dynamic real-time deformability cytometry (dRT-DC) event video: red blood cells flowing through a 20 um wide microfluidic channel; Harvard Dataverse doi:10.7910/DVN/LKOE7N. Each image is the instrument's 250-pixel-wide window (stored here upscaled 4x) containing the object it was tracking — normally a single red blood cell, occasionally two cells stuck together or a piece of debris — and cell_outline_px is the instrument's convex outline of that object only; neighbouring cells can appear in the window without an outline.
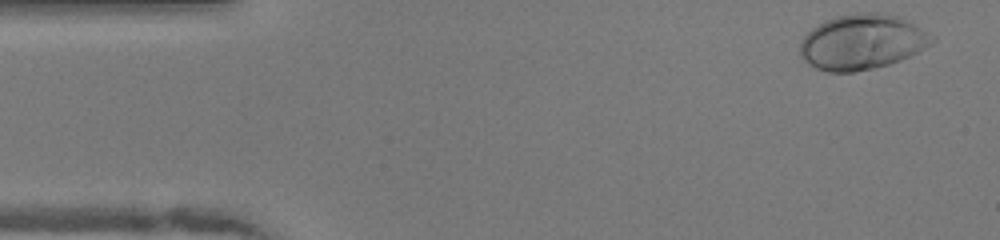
{"species": "human", "species_latin": "Homo sapiens", "temperature_condition": "warm", "stored_images_in_passage": 47, "camera_frame_rate_fps": 3000, "um_per_image_px": 0.085, "donor": {"sex": "female"}, "frame": {"image": 1, "passage_image": 1, "time_ms": 0.0, "image_size_px": [1000, 240], "cell_outline_px": [[936, 40], [924, 48], [900, 60], [888, 64], [872, 68], [852, 72], [828, 72], [816, 68], [808, 64], [800, 56], [800, 44], [804, 36], [812, 28], [824, 20], [836, 16], [856, 12], [880, 12], [896, 16], [936, 36]], "centroid_in_image_um": [73.24, 3.56], "position_along_channel_um": 11.8, "area_um2": 42.25}}
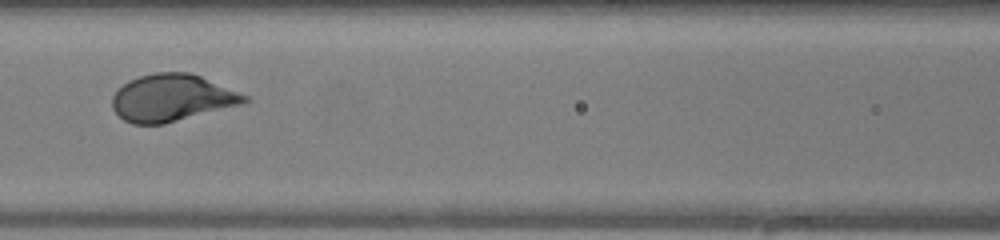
{"frame": {"image": 2, "passage_image": 19, "time_ms": 6.0, "image_size_px": [1000, 240], "cell_outline_px": [[252, 100], [244, 104], [164, 124], [132, 124], [124, 120], [112, 108], [112, 96], [128, 80], [140, 76], [156, 72], [192, 72], [248, 96]], "centroid_in_image_um": [14.64, 8.32], "position_along_channel_um": 152.0, "area_um2": 36.36}}
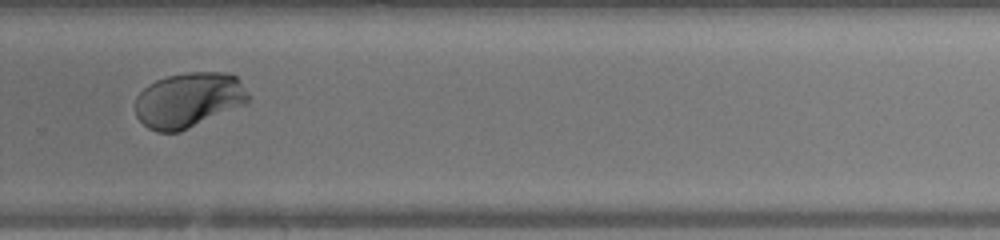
{"frame": {"image": 3, "passage_image": 31, "time_ms": 10.0, "image_size_px": [1000, 240], "cell_outline_px": [[252, 96], [244, 104], [180, 132], [156, 132], [148, 128], [136, 116], [136, 96], [148, 84], [156, 80], [168, 76], [188, 72], [228, 72], [236, 76]], "centroid_in_image_um": [16.04, 8.49], "position_along_channel_um": 313.8, "area_um2": 36.3}, "authors_computed_cell_mechanics": {"area_um2": 36.3562, "velocity_mm_per_s": 4.0559, "shape_relaxation_time_tau1_ms": 2.2057, "shape_relaxation_time_tau2_ms": null, "deformation_change_tau1": 0.1702, "deformation_change_tau2": null}}